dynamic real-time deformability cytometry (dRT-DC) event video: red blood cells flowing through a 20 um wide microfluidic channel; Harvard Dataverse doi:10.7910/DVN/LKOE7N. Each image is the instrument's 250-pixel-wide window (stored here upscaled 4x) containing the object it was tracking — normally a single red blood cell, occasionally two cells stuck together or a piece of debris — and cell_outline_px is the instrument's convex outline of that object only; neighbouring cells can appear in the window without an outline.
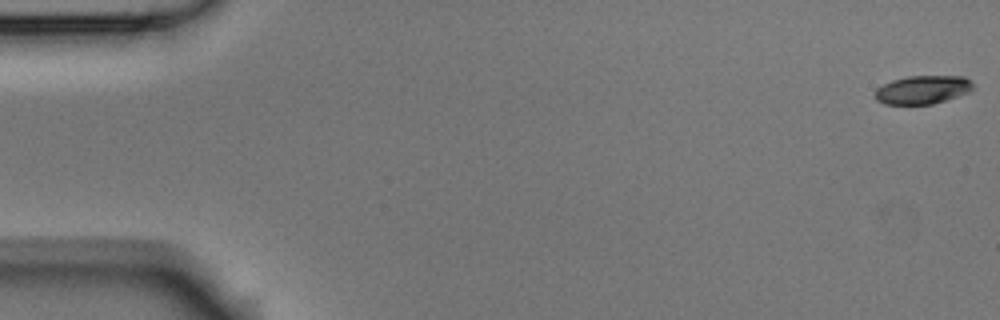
{"species": "Egyptian fruit bat (a non-hibernating species)", "species_latin": "Rousettus aegyptiacus", "temperature_condition": "room temperature", "stored_images_in_passage": 10, "camera_frame_rate_fps": 3000, "um_per_image_px": 0.085, "animal": {"sex": "male"}, "frame": {"image": 1, "passage_image": 1, "time_ms": 0.0, "image_size_px": [1000, 320], "cell_outline_px": [[972, 88], [968, 92], [932, 104], [884, 104], [876, 100], [876, 88], [892, 80], [908, 76], [964, 76], [972, 80]], "centroid_in_image_um": [78.41, 7.62], "position_along_channel_um": 6.6, "area_um2": 16.07}}
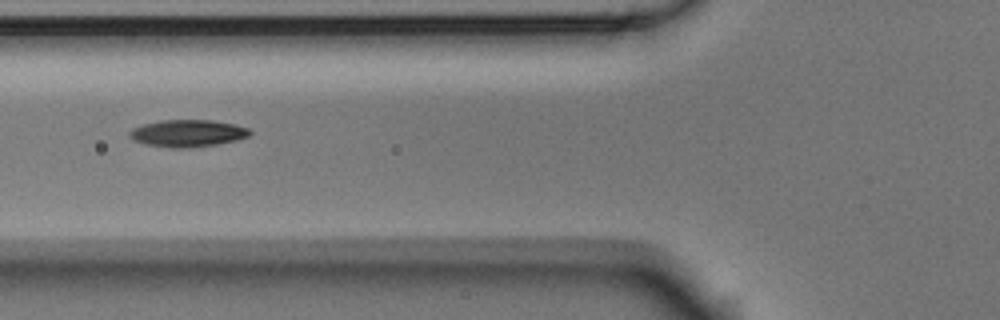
{"frame": {"image": 2, "passage_image": 6, "time_ms": 1.667, "image_size_px": [1000, 320], "cell_outline_px": [[252, 132], [248, 136], [236, 140], [216, 144], [188, 148], [172, 148], [144, 144], [132, 140], [128, 136], [128, 132], [132, 128], [144, 124], [160, 120], [212, 120], [236, 124], [248, 128]], "centroid_in_image_um": [15.92, 11.32], "position_along_channel_um": 109.9, "area_um2": 19.13}}
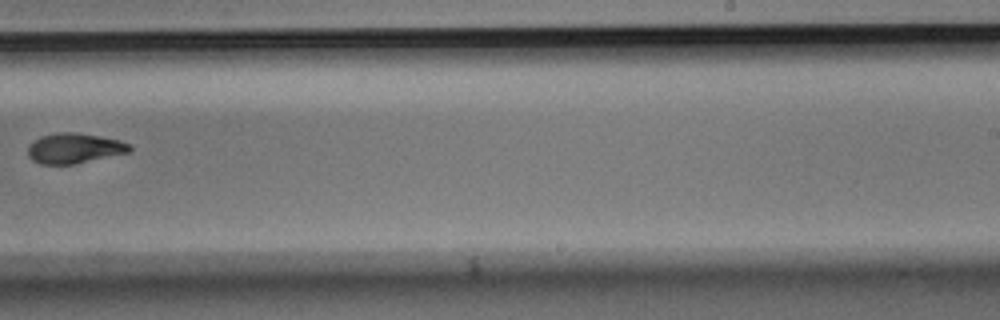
{"frame": {"image": 3, "passage_image": 10, "time_ms": 3.0, "image_size_px": [1000, 320], "cell_outline_px": [[132, 152], [76, 164], [40, 164], [32, 160], [28, 156], [28, 144], [40, 136], [56, 132], [76, 132], [100, 136], [120, 140], [128, 144], [132, 148]], "centroid_in_image_um": [6.32, 12.6], "position_along_channel_um": 282.7, "area_um2": 18.21}}